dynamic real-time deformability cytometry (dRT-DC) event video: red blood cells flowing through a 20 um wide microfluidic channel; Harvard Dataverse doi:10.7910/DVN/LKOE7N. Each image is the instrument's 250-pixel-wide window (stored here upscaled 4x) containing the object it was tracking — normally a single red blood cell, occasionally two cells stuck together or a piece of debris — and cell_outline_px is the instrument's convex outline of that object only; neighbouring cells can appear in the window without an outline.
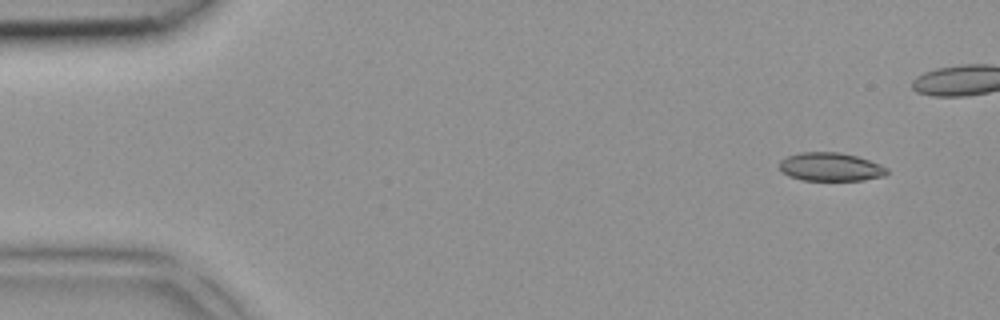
{"species": "common noctule bat (a hibernating species)", "species_latin": "Nyctalus noctula", "temperature_condition": "room temperature", "stored_images_in_passage": 6, "camera_frame_rate_fps": 3000, "um_per_image_px": 0.085, "animal": {"sex": "female", "body_mass_g": 18.4}, "frame": {"image": 1, "passage_image": 1, "time_ms": 0.0, "image_size_px": [1000, 320], "cell_outline_px": [[888, 172], [884, 176], [864, 180], [800, 180], [788, 176], [780, 168], [780, 160], [788, 156], [800, 152], [840, 152], [856, 156], [880, 164], [888, 168]], "centroid_in_image_um": [70.6, 14.19], "position_along_channel_um": 14.4, "area_um2": 17.8}}